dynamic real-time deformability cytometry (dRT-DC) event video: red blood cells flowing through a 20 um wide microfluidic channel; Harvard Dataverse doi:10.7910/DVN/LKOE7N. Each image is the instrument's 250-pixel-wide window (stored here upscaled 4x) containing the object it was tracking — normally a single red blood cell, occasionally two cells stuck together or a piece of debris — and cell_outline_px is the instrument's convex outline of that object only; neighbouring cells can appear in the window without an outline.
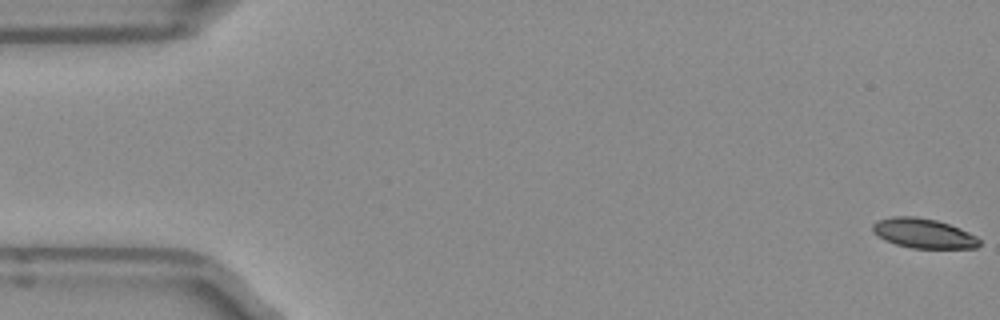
{"species": "Egyptian fruit bat (a non-hibernating species)", "species_latin": "Rousettus aegyptiacus", "temperature_condition": "room temperature", "stored_images_in_passage": 14, "camera_frame_rate_fps": 3000, "um_per_image_px": 0.085, "frame": {"image": 1, "passage_image": 1, "time_ms": 0.0, "image_size_px": [1000, 320], "cell_outline_px": [[980, 244], [976, 248], [912, 248], [896, 244], [884, 240], [876, 236], [872, 232], [872, 224], [876, 220], [892, 216], [916, 216], [936, 220], [960, 228], [976, 236], [980, 240]], "centroid_in_image_um": [78.45, 19.82], "position_along_channel_um": 6.6, "area_um2": 18.61}}